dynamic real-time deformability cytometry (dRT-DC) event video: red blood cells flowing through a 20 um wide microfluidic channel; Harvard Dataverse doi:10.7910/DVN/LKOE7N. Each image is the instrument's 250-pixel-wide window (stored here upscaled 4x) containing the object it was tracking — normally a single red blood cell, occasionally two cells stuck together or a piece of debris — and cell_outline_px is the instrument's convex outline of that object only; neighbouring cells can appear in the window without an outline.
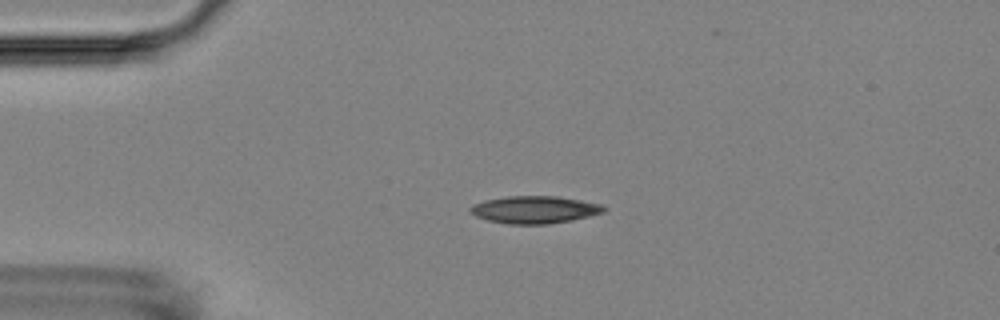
{"species": "Egyptian fruit bat (a non-hibernating species)", "species_latin": "Rousettus aegyptiacus", "temperature_condition": "room temperature", "stored_images_in_passage": 2, "camera_frame_rate_fps": 3000, "um_per_image_px": 0.085, "animal": {"sex": "female"}, "frame": {"image": 1, "passage_image": 1, "time_ms": 0.0, "image_size_px": [1000, 320], "cell_outline_px": [[608, 208], [604, 212], [572, 220], [548, 224], [508, 224], [488, 220], [476, 216], [468, 208], [472, 204], [484, 200], [508, 196], [556, 196], [604, 204]], "centroid_in_image_um": [45.46, 17.81], "position_along_channel_um": 39.5, "area_um2": 21.39}}